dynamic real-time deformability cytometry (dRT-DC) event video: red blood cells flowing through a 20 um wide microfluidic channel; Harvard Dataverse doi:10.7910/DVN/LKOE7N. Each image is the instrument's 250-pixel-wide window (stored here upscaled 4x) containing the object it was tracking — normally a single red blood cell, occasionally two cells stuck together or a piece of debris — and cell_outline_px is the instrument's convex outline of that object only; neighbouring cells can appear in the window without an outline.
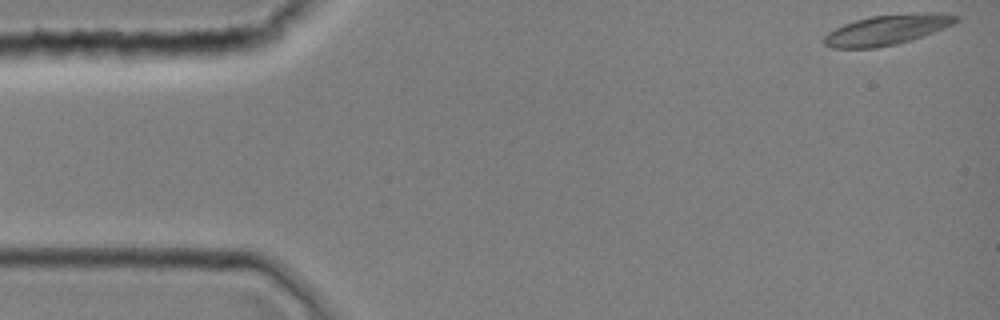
{"species": "common noctule bat (a hibernating species)", "species_latin": "Nyctalus noctula", "temperature_condition": "room temperature", "stored_images_in_passage": 10, "camera_frame_rate_fps": 3000, "um_per_image_px": 0.085, "animal": {"sex": "female", "body_mass_g": 19.0, "forearm_length_mm": 51.5}, "frame": {"image": 1, "passage_image": 1, "time_ms": 0.0, "image_size_px": [1000, 320], "cell_outline_px": [[960, 20], [944, 28], [912, 40], [896, 44], [876, 48], [832, 48], [824, 44], [824, 36], [828, 32], [844, 24], [856, 20], [872, 16], [920, 12], [940, 12], [960, 16]], "centroid_in_image_um": [75.44, 2.52], "position_along_channel_um": 9.6, "area_um2": 23.24}}
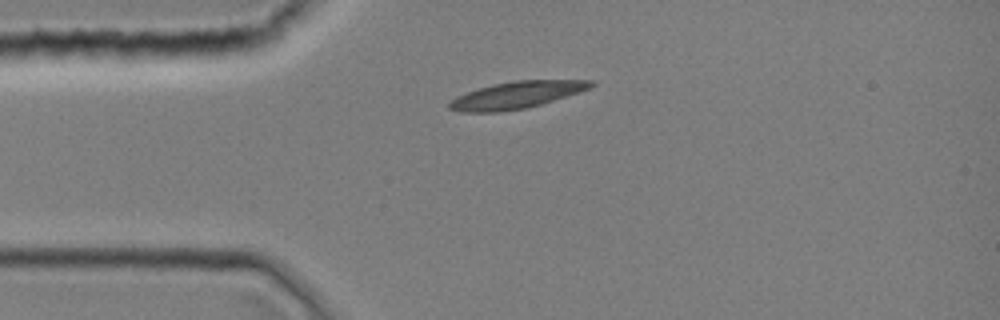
{"frame": {"image": 2, "passage_image": 9, "time_ms": 2.667, "image_size_px": [1000, 320], "cell_outline_px": [[596, 84], [592, 88], [540, 104], [524, 108], [500, 112], [460, 112], [448, 108], [448, 104], [456, 96], [492, 84], [516, 80], [592, 80]], "centroid_in_image_um": [43.91, 8.07], "position_along_channel_um": 41.1, "area_um2": 22.08}}